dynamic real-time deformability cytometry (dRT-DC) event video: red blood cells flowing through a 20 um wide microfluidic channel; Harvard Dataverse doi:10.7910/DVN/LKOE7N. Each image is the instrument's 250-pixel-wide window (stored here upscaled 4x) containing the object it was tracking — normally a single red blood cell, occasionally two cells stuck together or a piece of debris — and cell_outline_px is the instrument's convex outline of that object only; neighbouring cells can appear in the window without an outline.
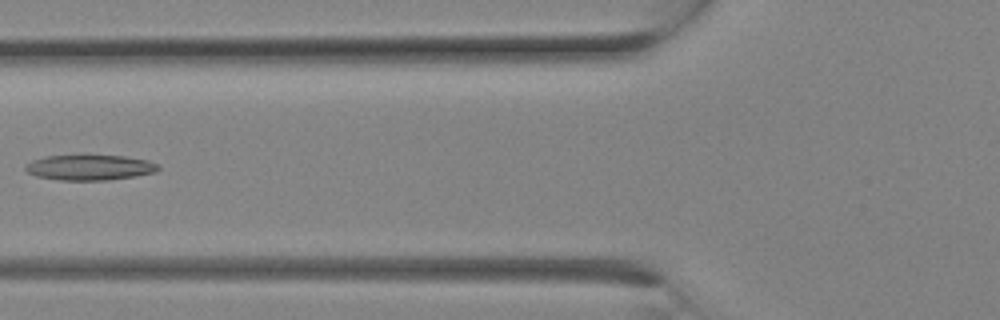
{"species": "Egyptian fruit bat (a non-hibernating species)", "species_latin": "Rousettus aegyptiacus", "temperature_condition": "room temperature", "stored_images_in_passage": 12, "camera_frame_rate_fps": 3000, "um_per_image_px": 0.085, "animal": {"sex": "female"}, "frame": {"image": 1, "passage_image": 5, "time_ms": 1.333, "image_size_px": [1000, 320], "cell_outline_px": [[160, 168], [156, 172], [136, 176], [108, 180], [60, 180], [36, 176], [28, 172], [24, 168], [32, 160], [44, 156], [124, 156], [148, 160], [160, 164]], "centroid_in_image_um": [7.67, 14.24], "position_along_channel_um": 118.1, "area_um2": 19.54}}
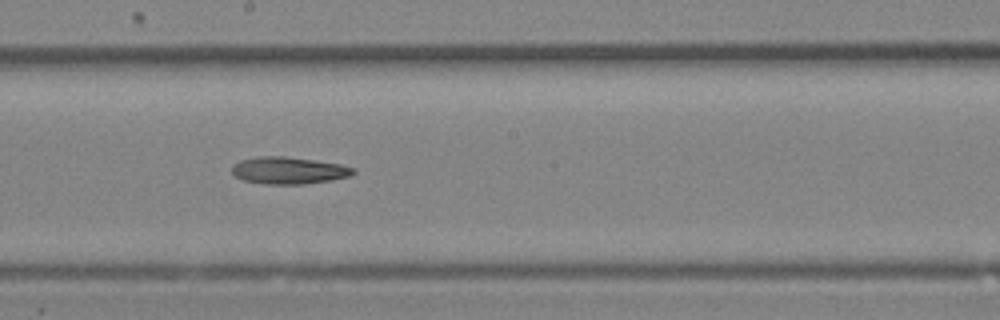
{"frame": {"image": 2, "passage_image": 9, "time_ms": 2.667, "image_size_px": [1000, 320], "cell_outline_px": [[356, 172], [352, 176], [332, 180], [304, 184], [264, 184], [244, 180], [236, 176], [232, 172], [232, 164], [240, 160], [260, 156], [284, 156], [340, 164], [356, 168]], "centroid_in_image_um": [24.56, 14.49], "position_along_channel_um": 223.6, "area_um2": 19.19}}
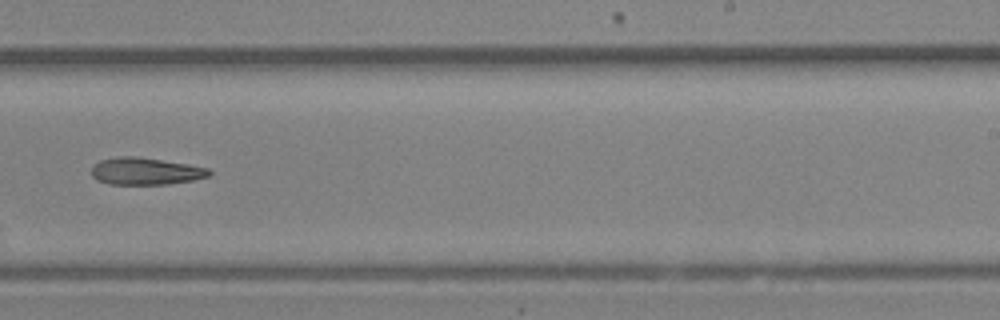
{"frame": {"image": 3, "passage_image": 11, "time_ms": 3.333, "image_size_px": [1000, 320], "cell_outline_px": [[212, 172], [208, 176], [192, 180], [168, 184], [108, 184], [96, 180], [92, 176], [92, 164], [100, 160], [120, 156], [136, 156], [188, 164], [208, 168]], "centroid_in_image_um": [12.33, 14.55], "position_along_channel_um": 276.7, "area_um2": 18.61}}